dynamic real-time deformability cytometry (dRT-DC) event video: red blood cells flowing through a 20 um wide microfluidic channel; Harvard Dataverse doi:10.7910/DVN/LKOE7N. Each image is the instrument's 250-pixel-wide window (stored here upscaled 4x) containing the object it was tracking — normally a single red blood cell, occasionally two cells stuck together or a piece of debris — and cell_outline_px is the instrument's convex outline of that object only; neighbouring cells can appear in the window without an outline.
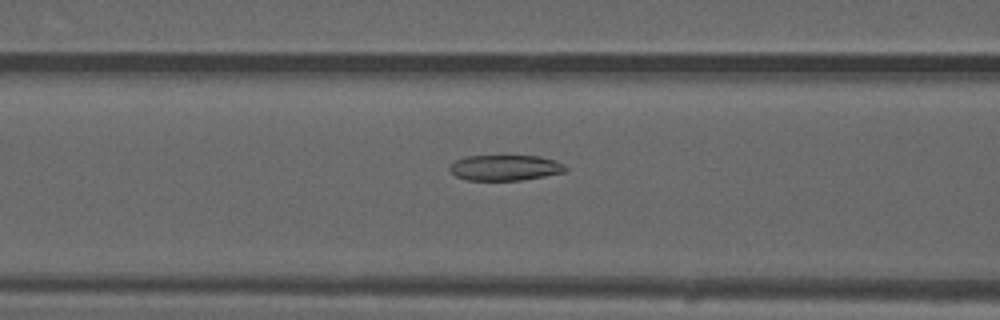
{"species": "common noctule bat (a hibernating species)", "species_latin": "Nyctalus noctula", "temperature_condition": "warm", "stored_images_in_passage": 52, "camera_frame_rate_fps": 3000, "um_per_image_px": 0.085, "animal": {"sex": "male", "forearm_length_mm": 52.5}, "frame": {"image": 1, "passage_image": 21, "time_ms": 6.667, "image_size_px": [1000, 320], "cell_outline_px": [[568, 168], [564, 172], [544, 176], [520, 180], [468, 180], [456, 176], [448, 168], [456, 160], [464, 156], [540, 156], [556, 160], [564, 164]], "centroid_in_image_um": [42.95, 14.25], "position_along_channel_um": 123.6, "area_um2": 17.22}}
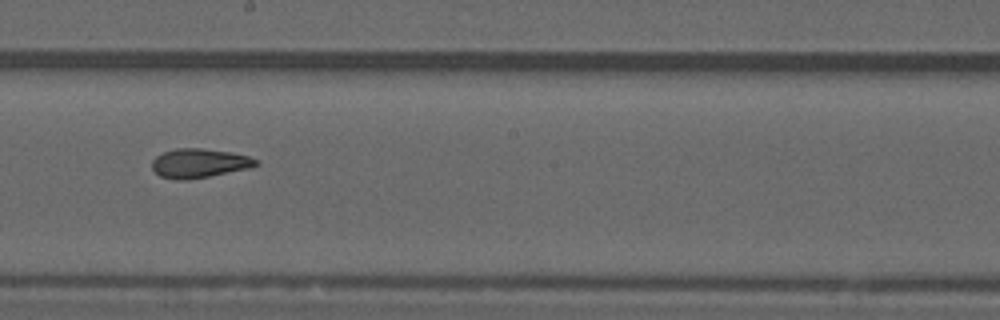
{"frame": {"image": 2, "passage_image": 29, "time_ms": 9.333, "image_size_px": [1000, 320], "cell_outline_px": [[260, 164], [248, 168], [188, 180], [176, 180], [160, 176], [152, 168], [152, 160], [156, 156], [164, 152], [176, 148], [200, 148], [232, 152], [248, 156], [260, 160]], "centroid_in_image_um": [16.94, 13.87], "position_along_channel_um": 231.3, "area_um2": 17.63}}
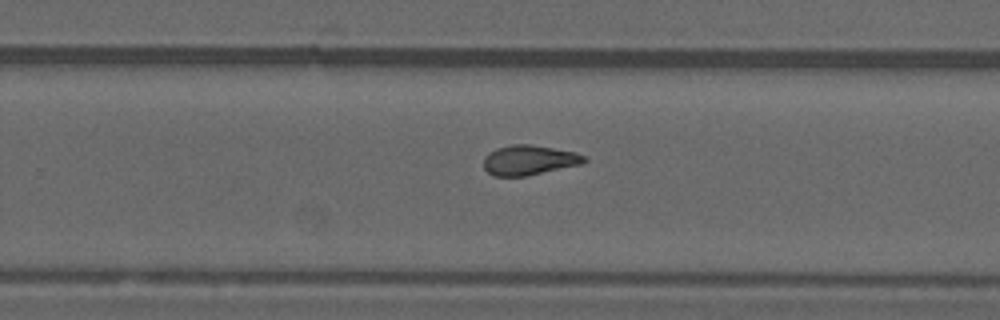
{"frame": {"image": 3, "passage_image": 33, "time_ms": 10.667, "image_size_px": [1000, 320], "cell_outline_px": [[588, 160], [584, 164], [528, 176], [496, 176], [488, 172], [484, 168], [484, 156], [496, 148], [512, 144], [528, 144], [576, 152], [584, 156]], "centroid_in_image_um": [45.0, 13.62], "position_along_channel_um": 284.8, "area_um2": 17.63}}